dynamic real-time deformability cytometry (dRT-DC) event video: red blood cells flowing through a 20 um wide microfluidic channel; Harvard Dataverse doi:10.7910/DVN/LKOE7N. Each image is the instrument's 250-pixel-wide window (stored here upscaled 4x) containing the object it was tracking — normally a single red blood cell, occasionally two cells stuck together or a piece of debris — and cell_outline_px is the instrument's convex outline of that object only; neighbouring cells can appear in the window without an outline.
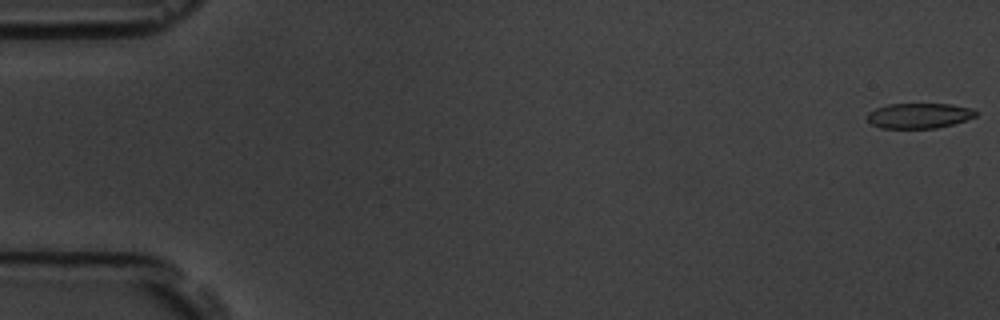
{"species": "common noctule bat (a hibernating species)", "species_latin": "Nyctalus noctula", "temperature_condition": "room temperature", "stored_images_in_passage": 56, "camera_frame_rate_fps": 3000, "um_per_image_px": 0.085, "animal": {"sex": "male", "body_mass_g": 19.5, "forearm_length_mm": 54.6}, "frame": {"image": 1, "passage_image": 1, "time_ms": 0.0, "image_size_px": [1000, 320], "cell_outline_px": [[980, 112], [976, 116], [952, 124], [936, 128], [880, 128], [872, 124], [868, 120], [868, 112], [876, 108], [888, 104], [952, 104], [972, 108]], "centroid_in_image_um": [78.14, 9.82], "position_along_channel_um": 6.9, "area_um2": 15.95}}
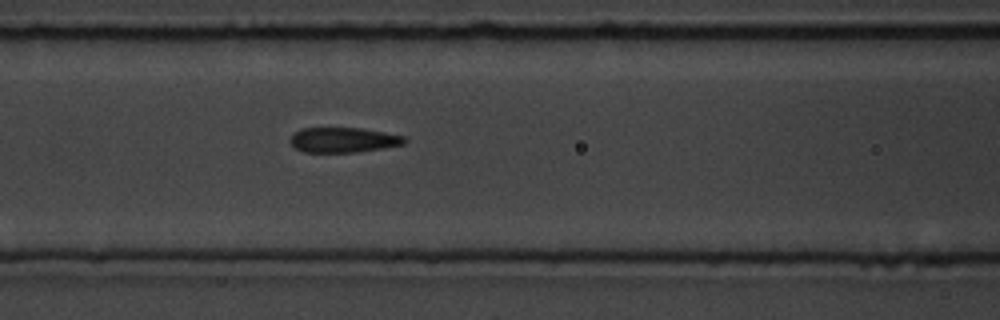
{"frame": {"image": 2, "passage_image": 24, "time_ms": 7.667, "image_size_px": [1000, 320], "cell_outline_px": [[408, 140], [404, 144], [356, 152], [304, 152], [296, 148], [288, 140], [292, 132], [304, 128], [360, 128], [384, 132], [404, 136]], "centroid_in_image_um": [29.14, 11.89], "position_along_channel_um": 137.5, "area_um2": 16.65}}
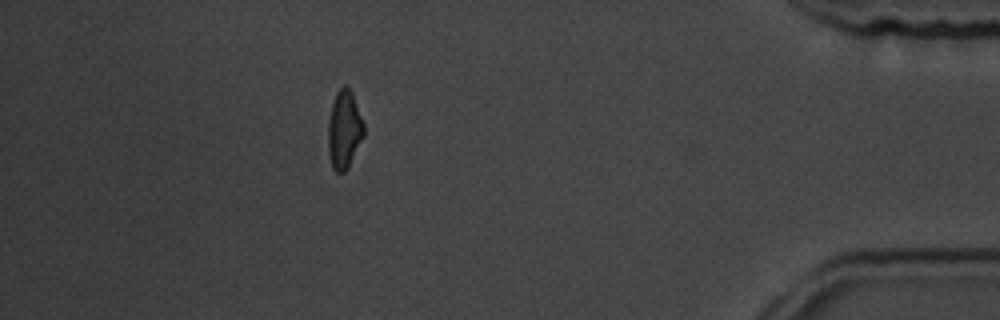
{"frame": {"image": 3, "passage_image": 50, "time_ms": 16.333, "image_size_px": [1000, 320], "cell_outline_px": [[364, 136], [348, 168], [344, 172], [336, 172], [332, 168], [328, 152], [328, 120], [332, 104], [336, 92], [344, 84], [348, 84], [352, 92], [364, 124]], "centroid_in_image_um": [29.25, 11.01], "position_along_channel_um": 405.9, "area_um2": 16.47}, "authors_computed_cell_mechanics": {"area_um2": 17.3111, "velocity_mm_per_s": 3.6758, "shape_relaxation_time_tau1_ms": 5.145, "shape_relaxation_time_tau2_ms": 1.7273, "deformation_change_tau1": 0.1548, "deformation_change_tau2": 0.0761}}